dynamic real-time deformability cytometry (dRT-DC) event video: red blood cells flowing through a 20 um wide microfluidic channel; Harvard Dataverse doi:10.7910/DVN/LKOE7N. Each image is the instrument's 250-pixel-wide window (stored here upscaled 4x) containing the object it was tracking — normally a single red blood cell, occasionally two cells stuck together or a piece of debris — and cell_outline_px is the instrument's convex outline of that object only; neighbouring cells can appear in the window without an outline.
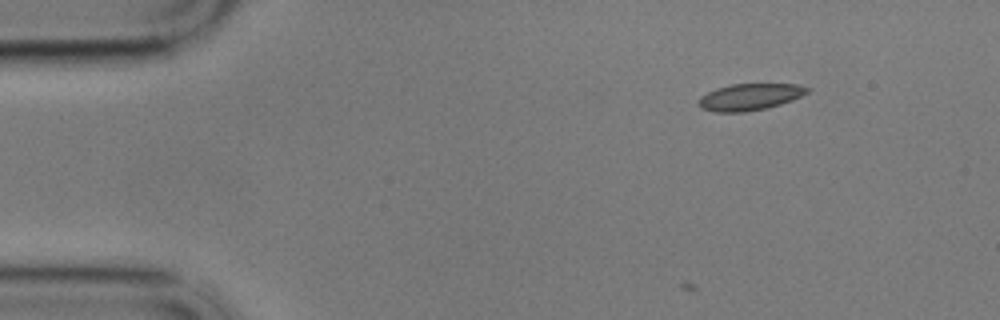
{"species": "common noctule bat (a hibernating species)", "species_latin": "Nyctalus noctula", "temperature_condition": "cold", "stored_images_in_passage": 2, "camera_frame_rate_fps": 3000, "um_per_image_px": 0.085, "animal": {"sex": "male", "body_mass_g": 17.9}, "frame": {"image": 1, "passage_image": 2, "time_ms": 0.333, "image_size_px": [1000, 320], "cell_outline_px": [[812, 88], [808, 92], [792, 100], [780, 104], [764, 108], [744, 112], [716, 112], [700, 108], [696, 104], [696, 100], [700, 96], [716, 88], [732, 84], [796, 84]], "centroid_in_image_um": [63.68, 8.24], "position_along_channel_um": 21.3, "area_um2": 16.94}}